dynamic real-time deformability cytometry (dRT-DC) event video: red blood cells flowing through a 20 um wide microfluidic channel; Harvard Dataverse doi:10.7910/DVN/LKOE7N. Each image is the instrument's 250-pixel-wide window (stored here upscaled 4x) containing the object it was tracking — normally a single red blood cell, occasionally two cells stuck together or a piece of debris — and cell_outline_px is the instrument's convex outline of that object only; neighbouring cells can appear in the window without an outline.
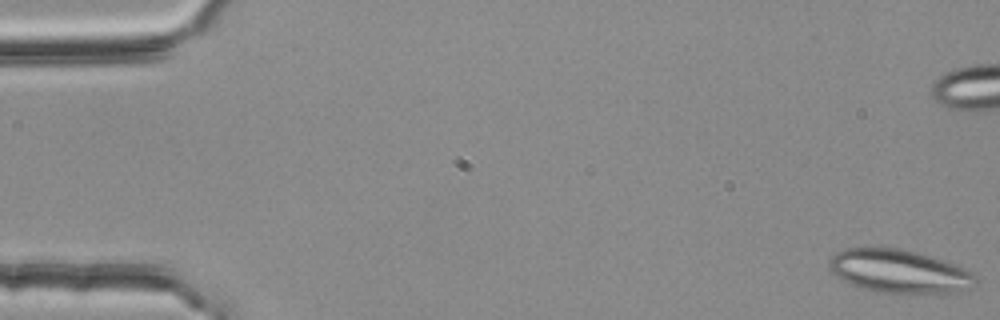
{"species": "common noctule bat (a hibernating species)", "species_latin": "Nyctalus noctula", "temperature_condition": "room temperature", "stored_images_in_passage": 53, "camera_frame_rate_fps": 3000, "um_per_image_px": 0.085, "animal": {"sex": "female", "body_mass_g": 25.1}, "frame": {"image": 1, "passage_image": 1, "time_ms": 0.0, "image_size_px": [1000, 320], "cell_outline_px": [[976, 284], [972, 288], [952, 292], [884, 292], [852, 284], [836, 276], [828, 268], [828, 260], [836, 252], [848, 248], [900, 248], [928, 256], [952, 264], [972, 272], [976, 276]], "centroid_in_image_um": [76.4, 23.04], "position_along_channel_um": 8.6, "area_um2": 35.95}}
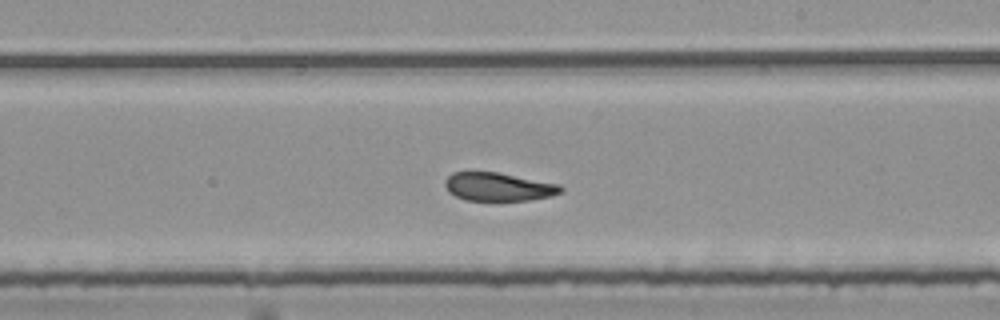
{"frame": {"image": 2, "passage_image": 32, "time_ms": 10.333, "image_size_px": [1000, 320], "cell_outline_px": [[564, 192], [548, 196], [528, 200], [464, 200], [448, 192], [444, 184], [444, 180], [452, 172], [496, 172], [560, 184], [564, 188]], "centroid_in_image_um": [42.35, 15.87], "position_along_channel_um": 246.7, "area_um2": 19.07}}
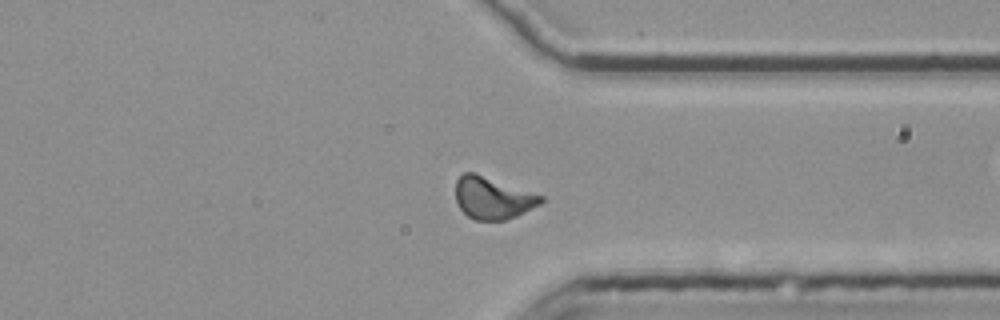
{"frame": {"image": 3, "passage_image": 42, "time_ms": 13.667, "image_size_px": [1000, 320], "cell_outline_px": [[544, 200], [540, 204], [516, 216], [504, 220], [476, 220], [468, 216], [460, 208], [456, 200], [456, 180], [464, 172], [476, 172], [544, 196]], "centroid_in_image_um": [41.88, 16.81], "position_along_channel_um": 369.5, "area_um2": 20.92}, "authors_computed_cell_mechanics": {"area_um2": 20.8658, "velocity_mm_per_s": 3.7489, "shape_relaxation_time_tau1_ms": null, "shape_relaxation_time_tau2_ms": 3.7842, "deformation_change_tau1": null, "deformation_change_tau2": 0.1019}}